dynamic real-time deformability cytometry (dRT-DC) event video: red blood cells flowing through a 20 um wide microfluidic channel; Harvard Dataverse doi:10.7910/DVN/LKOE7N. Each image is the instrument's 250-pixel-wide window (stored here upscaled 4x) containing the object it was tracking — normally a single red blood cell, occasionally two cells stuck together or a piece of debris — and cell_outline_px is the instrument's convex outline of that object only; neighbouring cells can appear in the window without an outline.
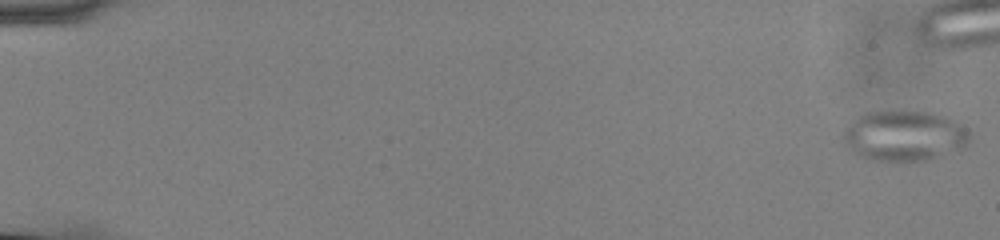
{"species": "common noctule bat (a hibernating species)", "species_latin": "Nyctalus noctula", "temperature_condition": "cold", "stored_images_in_passage": 46, "camera_frame_rate_fps": 3000, "um_per_image_px": 0.085, "animal": {"sex": "male", "body_mass_g": 13.0, "forearm_length_mm": 53.1}, "frame": {"image": 1, "passage_image": 1, "time_ms": 0.0, "image_size_px": [1000, 240], "cell_outline_px": [[968, 140], [964, 148], [924, 160], [872, 160], [856, 152], [844, 144], [840, 136], [844, 128], [852, 120], [864, 112], [892, 108], [900, 108], [928, 112], [948, 116], [968, 128]], "centroid_in_image_um": [76.83, 11.46], "position_along_channel_um": 8.2, "area_um2": 37.8}}